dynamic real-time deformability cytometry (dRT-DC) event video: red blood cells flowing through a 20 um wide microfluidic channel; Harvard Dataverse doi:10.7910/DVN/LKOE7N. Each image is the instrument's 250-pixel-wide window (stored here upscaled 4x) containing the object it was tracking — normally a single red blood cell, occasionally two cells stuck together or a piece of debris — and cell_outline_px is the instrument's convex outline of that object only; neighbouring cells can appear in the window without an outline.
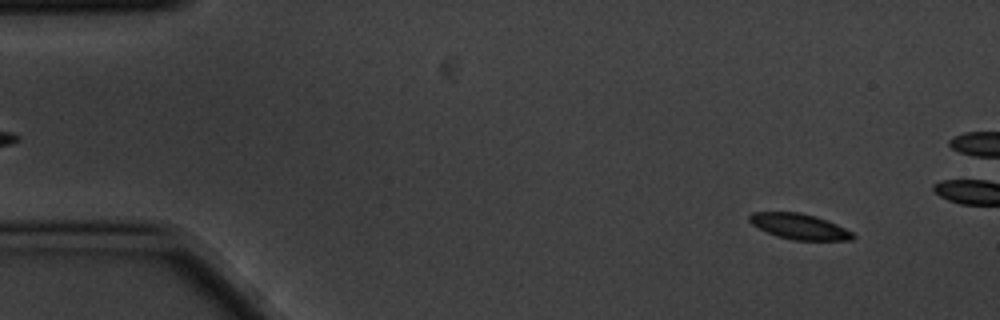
{"species": "common noctule bat (a hibernating species)", "species_latin": "Nyctalus noctula", "temperature_condition": "cold", "stored_images_in_passage": 5, "camera_frame_rate_fps": 3000, "um_per_image_px": 0.085, "animal": {"sex": "male", "body_mass_g": 20.1, "forearm_length_mm": 53.5}, "frame": {"image": 1, "passage_image": 1, "time_ms": 0.0, "image_size_px": [1000, 320], "cell_outline_px": [[856, 236], [852, 240], [792, 240], [776, 236], [752, 224], [748, 220], [748, 216], [752, 212], [800, 212], [816, 216], [836, 224], [852, 232]], "centroid_in_image_um": [67.94, 19.25], "position_along_channel_um": 17.1, "area_um2": 15.37}}